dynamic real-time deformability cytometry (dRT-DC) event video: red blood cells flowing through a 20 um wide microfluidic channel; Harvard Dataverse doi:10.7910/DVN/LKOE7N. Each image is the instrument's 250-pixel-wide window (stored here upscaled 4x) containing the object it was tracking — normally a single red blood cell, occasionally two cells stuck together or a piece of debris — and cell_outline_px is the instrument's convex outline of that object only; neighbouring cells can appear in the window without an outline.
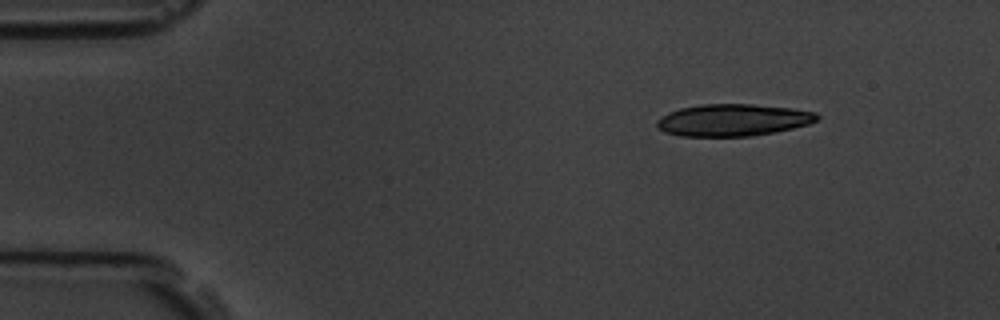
{"species": "common noctule bat (a hibernating species)", "species_latin": "Nyctalus noctula", "temperature_condition": "room temperature", "stored_images_in_passage": 3, "camera_frame_rate_fps": 3000, "um_per_image_px": 0.085, "animal": {"sex": "male", "body_mass_g": 19.5, "forearm_length_mm": 54.6}, "frame": {"image": 1, "passage_image": 1, "time_ms": 0.0, "image_size_px": [1000, 320], "cell_outline_px": [[820, 116], [816, 120], [808, 124], [776, 132], [748, 136], [680, 136], [664, 132], [656, 124], [656, 120], [668, 112], [680, 108], [700, 104], [752, 104], [792, 108], [816, 112]], "centroid_in_image_um": [62.29, 10.2], "position_along_channel_um": 22.7, "area_um2": 29.88}}